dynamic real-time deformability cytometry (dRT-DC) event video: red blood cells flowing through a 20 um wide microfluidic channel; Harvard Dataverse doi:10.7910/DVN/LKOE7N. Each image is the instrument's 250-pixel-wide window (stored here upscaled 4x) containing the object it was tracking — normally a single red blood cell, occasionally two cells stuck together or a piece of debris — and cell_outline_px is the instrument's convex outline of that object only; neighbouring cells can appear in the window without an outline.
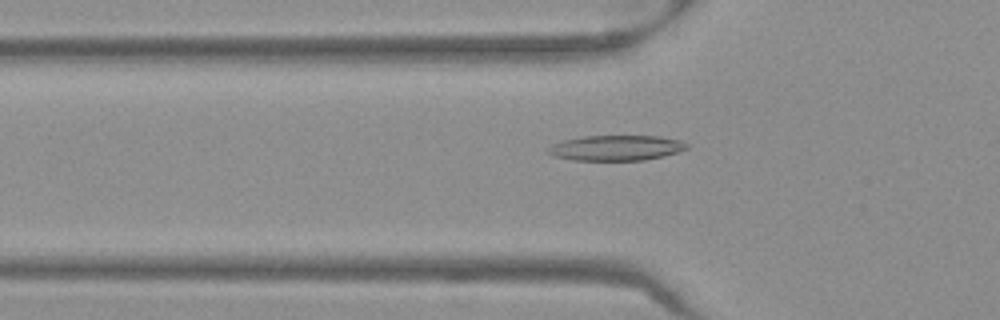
{"species": "Egyptian fruit bat (a non-hibernating species)", "species_latin": "Rousettus aegyptiacus", "temperature_condition": "warm", "stored_images_in_passage": 51, "camera_frame_rate_fps": 3000, "um_per_image_px": 0.085, "frame": {"image": 1, "passage_image": 17, "time_ms": 5.333, "image_size_px": [1000, 320], "cell_outline_px": [[688, 148], [664, 156], [644, 160], [572, 160], [556, 156], [548, 152], [544, 148], [552, 144], [564, 140], [580, 136], [660, 136], [680, 140], [688, 144]], "centroid_in_image_um": [52.35, 12.56], "position_along_channel_um": 73.4, "area_um2": 20.46}}
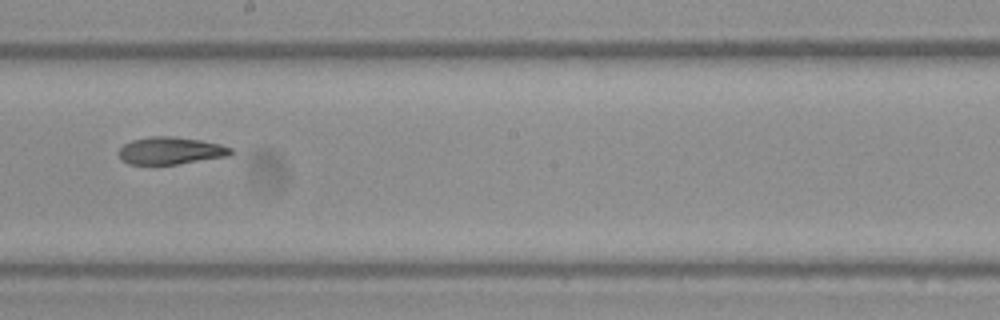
{"frame": {"image": 2, "passage_image": 29, "time_ms": 9.333, "image_size_px": [1000, 320], "cell_outline_px": [[232, 156], [176, 164], [128, 164], [120, 160], [116, 152], [124, 144], [132, 140], [148, 136], [172, 136], [200, 140], [220, 144], [232, 148]], "centroid_in_image_um": [14.48, 12.81], "position_along_channel_um": 233.7, "area_um2": 18.09}}
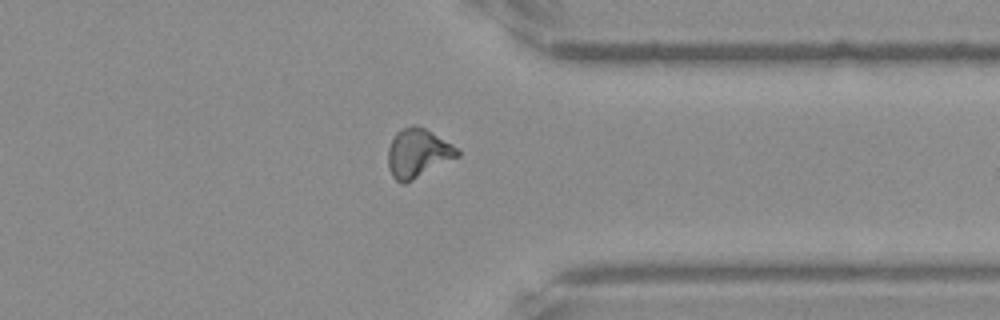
{"frame": {"image": 3, "passage_image": 40, "time_ms": 13.0, "image_size_px": [1000, 320], "cell_outline_px": [[460, 156], [404, 184], [396, 180], [392, 176], [388, 168], [388, 148], [396, 132], [400, 128], [412, 124], [416, 124], [432, 132], [452, 144], [460, 152]], "centroid_in_image_um": [35.5, 13.0], "position_along_channel_um": 375.9, "area_um2": 19.77}, "authors_computed_cell_mechanics": {"area_um2": 19.1318, "velocity_mm_per_s": 3.9851, "shape_relaxation_time_tau1_ms": 9.5263, "shape_relaxation_time_tau2_ms": 4.8252, "deformation_change_tau1": 0.232, "deformation_change_tau2": 0.1176}}